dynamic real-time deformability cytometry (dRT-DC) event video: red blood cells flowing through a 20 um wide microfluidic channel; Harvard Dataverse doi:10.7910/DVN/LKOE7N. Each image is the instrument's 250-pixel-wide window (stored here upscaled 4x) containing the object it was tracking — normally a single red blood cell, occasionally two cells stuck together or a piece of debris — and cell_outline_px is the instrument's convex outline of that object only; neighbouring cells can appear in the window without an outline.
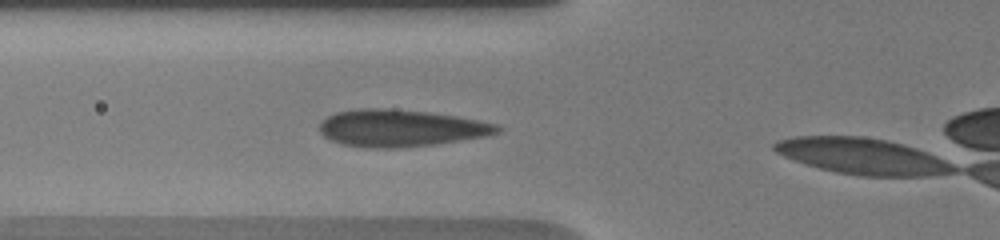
{"species": "human", "species_latin": "Homo sapiens", "temperature_condition": "warm", "stored_images_in_passage": 3, "camera_frame_rate_fps": 3000, "um_per_image_px": 0.085, "donor": {"sex": "male"}, "frame": {"image": 1, "passage_image": 2, "time_ms": 0.667, "image_size_px": [1000, 240], "cell_outline_px": [[500, 132], [484, 136], [436, 144], [396, 148], [376, 148], [344, 144], [332, 140], [324, 136], [320, 132], [320, 124], [328, 116], [336, 112], [356, 108], [384, 108], [428, 112], [456, 116], [496, 124], [500, 128]], "centroid_in_image_um": [34.04, 10.88], "position_along_channel_um": 91.8, "area_um2": 37.92}}